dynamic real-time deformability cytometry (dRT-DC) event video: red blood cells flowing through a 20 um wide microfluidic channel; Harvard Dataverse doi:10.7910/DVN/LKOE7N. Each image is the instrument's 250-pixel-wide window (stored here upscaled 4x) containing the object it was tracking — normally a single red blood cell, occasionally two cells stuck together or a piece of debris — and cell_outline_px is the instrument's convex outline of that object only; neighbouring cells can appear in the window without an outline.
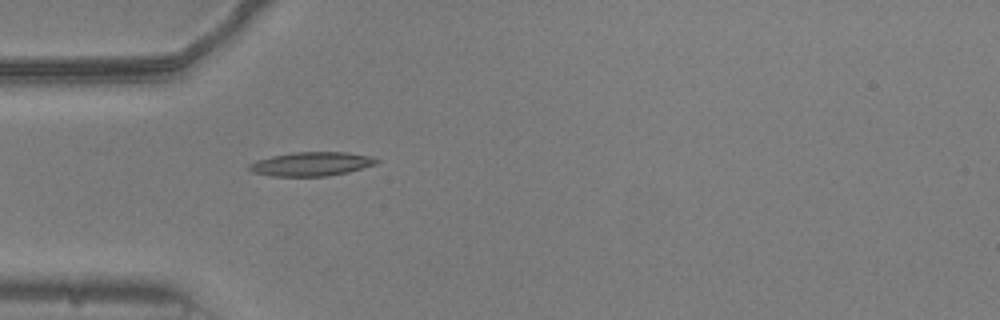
{"species": "common noctule bat (a hibernating species)", "species_latin": "Nyctalus noctula", "temperature_condition": "warm", "stored_images_in_passage": 33, "camera_frame_rate_fps": 3000, "um_per_image_px": 0.085, "animal": {"sex": "male", "body_mass_g": 20.5, "forearm_length_mm": 52.5}, "frame": {"image": 1, "passage_image": 1, "time_ms": 0.0, "image_size_px": [1000, 320], "cell_outline_px": [[380, 160], [376, 164], [348, 172], [328, 176], [272, 176], [252, 172], [248, 168], [248, 164], [256, 160], [272, 156], [292, 152], [348, 152], [372, 156]], "centroid_in_image_um": [26.47, 13.93], "position_along_channel_um": 58.5, "area_um2": 17.86}}
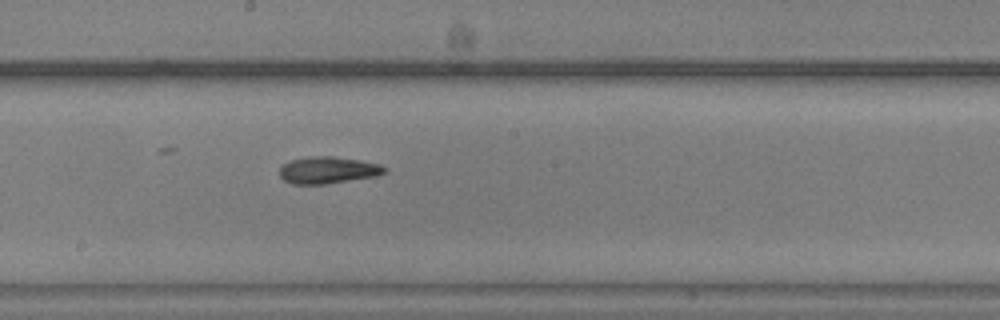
{"frame": {"image": 2, "passage_image": 14, "time_ms": 4.333, "image_size_px": [1000, 320], "cell_outline_px": [[388, 168], [384, 172], [376, 176], [324, 184], [292, 184], [284, 180], [280, 176], [280, 168], [284, 164], [292, 160], [308, 156], [332, 156], [360, 160], [380, 164]], "centroid_in_image_um": [27.88, 14.45], "position_along_channel_um": 220.3, "area_um2": 16.36}}
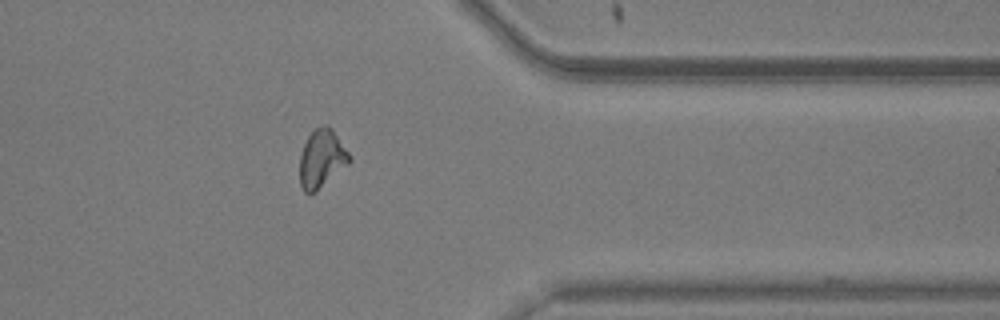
{"frame": {"image": 3, "passage_image": 28, "time_ms": 9.0, "image_size_px": [1000, 320], "cell_outline_px": [[352, 160], [348, 164], [316, 192], [308, 196], [304, 192], [300, 184], [300, 152], [308, 136], [316, 128], [324, 124], [328, 124], [332, 128], [352, 156]], "centroid_in_image_um": [27.35, 13.49], "position_along_channel_um": 384.1, "area_um2": 17.11}, "authors_computed_cell_mechanics": {"area_um2": 16.2996, "velocity_mm_per_s": 3.778, "shape_relaxation_time_tau1_ms": 3.7765, "shape_relaxation_time_tau2_ms": 4.3389, "deformation_change_tau1": 0.1769, "deformation_change_tau2": 0.1354}}